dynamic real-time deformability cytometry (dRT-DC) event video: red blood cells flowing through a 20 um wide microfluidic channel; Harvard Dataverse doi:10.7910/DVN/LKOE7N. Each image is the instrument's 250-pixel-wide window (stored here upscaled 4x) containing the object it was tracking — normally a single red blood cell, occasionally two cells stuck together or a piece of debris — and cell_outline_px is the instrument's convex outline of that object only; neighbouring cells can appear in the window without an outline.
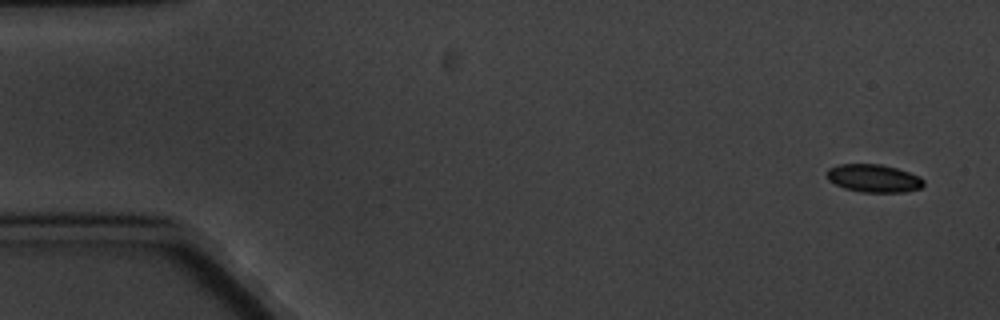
{"species": "common noctule bat (a hibernating species)", "species_latin": "Nyctalus noctula", "temperature_condition": "cold", "stored_images_in_passage": 10, "camera_frame_rate_fps": 3000, "um_per_image_px": 0.085, "animal": {"sex": "male", "body_mass_g": 20.1, "forearm_length_mm": 53.5}, "frame": {"image": 1, "passage_image": 1, "time_ms": 0.0, "image_size_px": [1000, 320], "cell_outline_px": [[924, 184], [920, 188], [904, 192], [860, 192], [844, 188], [828, 180], [828, 168], [840, 164], [880, 164], [896, 168], [920, 176], [924, 180]], "centroid_in_image_um": [74.27, 15.16], "position_along_channel_um": 10.7, "area_um2": 15.66}}
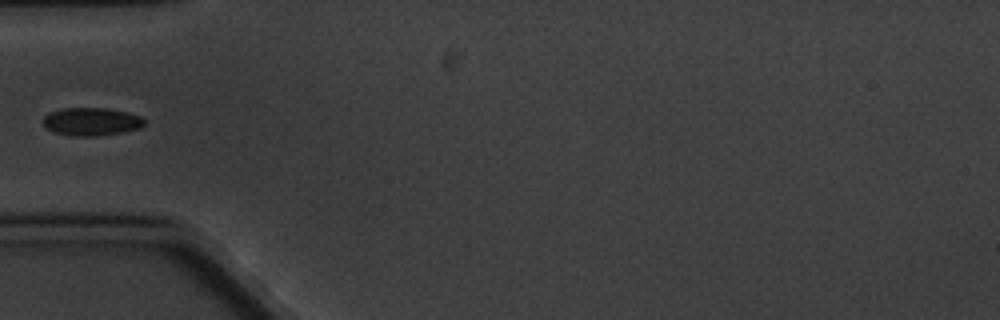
{"frame": {"image": 2, "passage_image": 5, "time_ms": 5.667, "image_size_px": [1000, 320], "cell_outline_px": [[144, 124], [140, 128], [120, 132], [96, 136], [76, 136], [56, 132], [48, 128], [44, 124], [44, 116], [48, 112], [60, 108], [104, 108], [128, 112], [140, 116], [144, 120]], "centroid_in_image_um": [7.77, 10.32], "position_along_channel_um": 77.2, "area_um2": 16.3}}
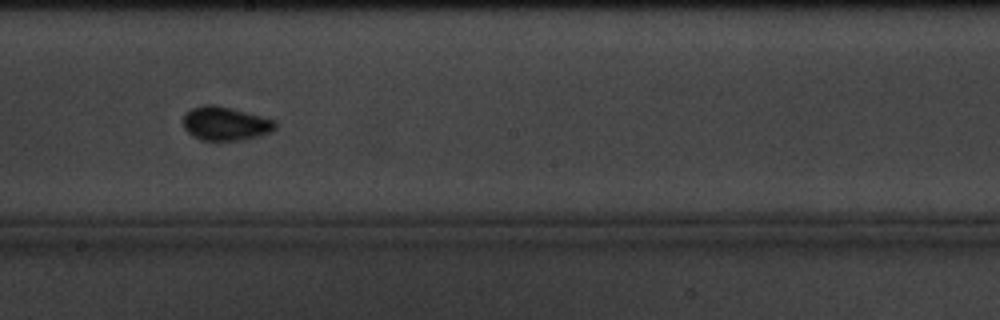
{"frame": {"image": 3, "passage_image": 9, "time_ms": 10.333, "image_size_px": [1000, 320], "cell_outline_px": [[276, 128], [272, 132], [260, 136], [244, 140], [204, 140], [188, 132], [184, 128], [184, 116], [192, 108], [228, 108], [276, 120]], "centroid_in_image_um": [19.25, 10.57], "position_along_channel_um": 228.9, "area_um2": 17.17}}